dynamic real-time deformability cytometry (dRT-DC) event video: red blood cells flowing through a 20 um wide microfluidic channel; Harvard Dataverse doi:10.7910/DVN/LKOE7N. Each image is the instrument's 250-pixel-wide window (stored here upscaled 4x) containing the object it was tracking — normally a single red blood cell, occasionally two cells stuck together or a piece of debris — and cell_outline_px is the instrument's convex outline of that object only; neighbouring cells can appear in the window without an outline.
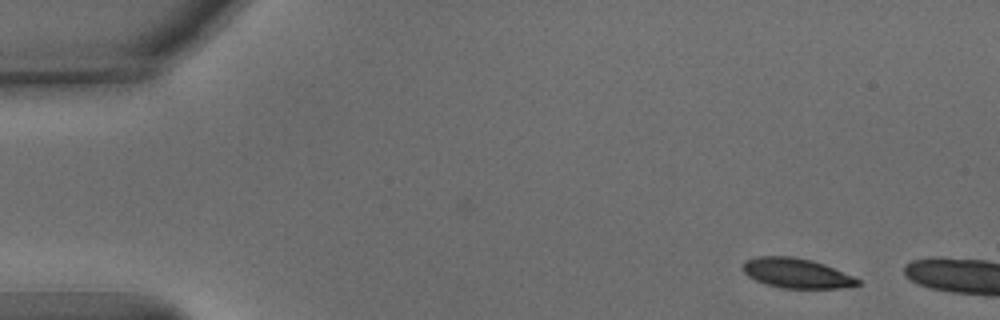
{"species": "common noctule bat (a hibernating species)", "species_latin": "Nyctalus noctula", "temperature_condition": "warm", "stored_images_in_passage": 5, "camera_frame_rate_fps": 3000, "um_per_image_px": 0.085, "animal": {"sex": "male", "body_mass_g": 15.6}, "frame": {"image": 1, "passage_image": 1, "time_ms": 0.0, "image_size_px": [1000, 320], "cell_outline_px": [[860, 284], [844, 288], [780, 288], [764, 284], [748, 276], [744, 272], [744, 260], [756, 256], [792, 256], [812, 260], [824, 264], [852, 276], [860, 280]], "centroid_in_image_um": [67.68, 23.22], "position_along_channel_um": 17.3, "area_um2": 19.94}}